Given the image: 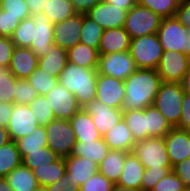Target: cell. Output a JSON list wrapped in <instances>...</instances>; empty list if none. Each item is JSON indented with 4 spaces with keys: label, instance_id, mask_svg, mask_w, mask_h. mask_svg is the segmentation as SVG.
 Here are the masks:
<instances>
[{
    "label": "cell",
    "instance_id": "obj_34",
    "mask_svg": "<svg viewBox=\"0 0 190 191\" xmlns=\"http://www.w3.org/2000/svg\"><path fill=\"white\" fill-rule=\"evenodd\" d=\"M123 119L130 129L135 142L148 138L144 109L123 110Z\"/></svg>",
    "mask_w": 190,
    "mask_h": 191
},
{
    "label": "cell",
    "instance_id": "obj_45",
    "mask_svg": "<svg viewBox=\"0 0 190 191\" xmlns=\"http://www.w3.org/2000/svg\"><path fill=\"white\" fill-rule=\"evenodd\" d=\"M173 167H160V169H145L142 182L141 190L142 191H151L156 183L165 177Z\"/></svg>",
    "mask_w": 190,
    "mask_h": 191
},
{
    "label": "cell",
    "instance_id": "obj_32",
    "mask_svg": "<svg viewBox=\"0 0 190 191\" xmlns=\"http://www.w3.org/2000/svg\"><path fill=\"white\" fill-rule=\"evenodd\" d=\"M42 12L53 24L64 21L77 13L70 0H46Z\"/></svg>",
    "mask_w": 190,
    "mask_h": 191
},
{
    "label": "cell",
    "instance_id": "obj_31",
    "mask_svg": "<svg viewBox=\"0 0 190 191\" xmlns=\"http://www.w3.org/2000/svg\"><path fill=\"white\" fill-rule=\"evenodd\" d=\"M144 117L148 138L164 137L173 128L154 105L144 108Z\"/></svg>",
    "mask_w": 190,
    "mask_h": 191
},
{
    "label": "cell",
    "instance_id": "obj_23",
    "mask_svg": "<svg viewBox=\"0 0 190 191\" xmlns=\"http://www.w3.org/2000/svg\"><path fill=\"white\" fill-rule=\"evenodd\" d=\"M144 170L145 168L138 157L133 152H129L125 157L123 171L117 184L123 187L141 190Z\"/></svg>",
    "mask_w": 190,
    "mask_h": 191
},
{
    "label": "cell",
    "instance_id": "obj_9",
    "mask_svg": "<svg viewBox=\"0 0 190 191\" xmlns=\"http://www.w3.org/2000/svg\"><path fill=\"white\" fill-rule=\"evenodd\" d=\"M138 68L129 51L99 54L97 72L125 81Z\"/></svg>",
    "mask_w": 190,
    "mask_h": 191
},
{
    "label": "cell",
    "instance_id": "obj_53",
    "mask_svg": "<svg viewBox=\"0 0 190 191\" xmlns=\"http://www.w3.org/2000/svg\"><path fill=\"white\" fill-rule=\"evenodd\" d=\"M175 17L186 28H190V1L178 5Z\"/></svg>",
    "mask_w": 190,
    "mask_h": 191
},
{
    "label": "cell",
    "instance_id": "obj_28",
    "mask_svg": "<svg viewBox=\"0 0 190 191\" xmlns=\"http://www.w3.org/2000/svg\"><path fill=\"white\" fill-rule=\"evenodd\" d=\"M67 59L69 63L87 69H97L99 52L97 49L85 44L77 43L74 47L67 50Z\"/></svg>",
    "mask_w": 190,
    "mask_h": 191
},
{
    "label": "cell",
    "instance_id": "obj_14",
    "mask_svg": "<svg viewBox=\"0 0 190 191\" xmlns=\"http://www.w3.org/2000/svg\"><path fill=\"white\" fill-rule=\"evenodd\" d=\"M83 25V13H76L74 16L53 25L54 45L68 50L80 43V32Z\"/></svg>",
    "mask_w": 190,
    "mask_h": 191
},
{
    "label": "cell",
    "instance_id": "obj_21",
    "mask_svg": "<svg viewBox=\"0 0 190 191\" xmlns=\"http://www.w3.org/2000/svg\"><path fill=\"white\" fill-rule=\"evenodd\" d=\"M130 35L124 27L106 29L101 36L99 54L126 52L130 49Z\"/></svg>",
    "mask_w": 190,
    "mask_h": 191
},
{
    "label": "cell",
    "instance_id": "obj_29",
    "mask_svg": "<svg viewBox=\"0 0 190 191\" xmlns=\"http://www.w3.org/2000/svg\"><path fill=\"white\" fill-rule=\"evenodd\" d=\"M39 186L54 184L66 172L64 157L44 166H38L32 170Z\"/></svg>",
    "mask_w": 190,
    "mask_h": 191
},
{
    "label": "cell",
    "instance_id": "obj_46",
    "mask_svg": "<svg viewBox=\"0 0 190 191\" xmlns=\"http://www.w3.org/2000/svg\"><path fill=\"white\" fill-rule=\"evenodd\" d=\"M185 189L183 181L171 170L151 191H184Z\"/></svg>",
    "mask_w": 190,
    "mask_h": 191
},
{
    "label": "cell",
    "instance_id": "obj_49",
    "mask_svg": "<svg viewBox=\"0 0 190 191\" xmlns=\"http://www.w3.org/2000/svg\"><path fill=\"white\" fill-rule=\"evenodd\" d=\"M14 48L11 37L0 36V66L9 67Z\"/></svg>",
    "mask_w": 190,
    "mask_h": 191
},
{
    "label": "cell",
    "instance_id": "obj_57",
    "mask_svg": "<svg viewBox=\"0 0 190 191\" xmlns=\"http://www.w3.org/2000/svg\"><path fill=\"white\" fill-rule=\"evenodd\" d=\"M107 3L119 7L127 12L137 4V0H105Z\"/></svg>",
    "mask_w": 190,
    "mask_h": 191
},
{
    "label": "cell",
    "instance_id": "obj_1",
    "mask_svg": "<svg viewBox=\"0 0 190 191\" xmlns=\"http://www.w3.org/2000/svg\"><path fill=\"white\" fill-rule=\"evenodd\" d=\"M156 69H137L124 81L125 98L122 110L144 109L154 104L160 84Z\"/></svg>",
    "mask_w": 190,
    "mask_h": 191
},
{
    "label": "cell",
    "instance_id": "obj_35",
    "mask_svg": "<svg viewBox=\"0 0 190 191\" xmlns=\"http://www.w3.org/2000/svg\"><path fill=\"white\" fill-rule=\"evenodd\" d=\"M16 142L21 158L28 154V151H35L47 146L45 126H38L32 133Z\"/></svg>",
    "mask_w": 190,
    "mask_h": 191
},
{
    "label": "cell",
    "instance_id": "obj_16",
    "mask_svg": "<svg viewBox=\"0 0 190 191\" xmlns=\"http://www.w3.org/2000/svg\"><path fill=\"white\" fill-rule=\"evenodd\" d=\"M84 109L92 116L94 126L101 136L123 119L122 109L112 108L97 99L87 104Z\"/></svg>",
    "mask_w": 190,
    "mask_h": 191
},
{
    "label": "cell",
    "instance_id": "obj_55",
    "mask_svg": "<svg viewBox=\"0 0 190 191\" xmlns=\"http://www.w3.org/2000/svg\"><path fill=\"white\" fill-rule=\"evenodd\" d=\"M12 110L13 104L0 102V127L7 128Z\"/></svg>",
    "mask_w": 190,
    "mask_h": 191
},
{
    "label": "cell",
    "instance_id": "obj_20",
    "mask_svg": "<svg viewBox=\"0 0 190 191\" xmlns=\"http://www.w3.org/2000/svg\"><path fill=\"white\" fill-rule=\"evenodd\" d=\"M38 62L39 58L30 48L15 46L9 69L17 79H27L38 67Z\"/></svg>",
    "mask_w": 190,
    "mask_h": 191
},
{
    "label": "cell",
    "instance_id": "obj_10",
    "mask_svg": "<svg viewBox=\"0 0 190 191\" xmlns=\"http://www.w3.org/2000/svg\"><path fill=\"white\" fill-rule=\"evenodd\" d=\"M156 70L162 82L181 83L190 70V57L176 51H164Z\"/></svg>",
    "mask_w": 190,
    "mask_h": 191
},
{
    "label": "cell",
    "instance_id": "obj_44",
    "mask_svg": "<svg viewBox=\"0 0 190 191\" xmlns=\"http://www.w3.org/2000/svg\"><path fill=\"white\" fill-rule=\"evenodd\" d=\"M0 9L17 17L20 21L31 16L26 0H0Z\"/></svg>",
    "mask_w": 190,
    "mask_h": 191
},
{
    "label": "cell",
    "instance_id": "obj_56",
    "mask_svg": "<svg viewBox=\"0 0 190 191\" xmlns=\"http://www.w3.org/2000/svg\"><path fill=\"white\" fill-rule=\"evenodd\" d=\"M31 15L40 13L45 8L46 0H26Z\"/></svg>",
    "mask_w": 190,
    "mask_h": 191
},
{
    "label": "cell",
    "instance_id": "obj_58",
    "mask_svg": "<svg viewBox=\"0 0 190 191\" xmlns=\"http://www.w3.org/2000/svg\"><path fill=\"white\" fill-rule=\"evenodd\" d=\"M181 86L185 93L190 94V70L183 76Z\"/></svg>",
    "mask_w": 190,
    "mask_h": 191
},
{
    "label": "cell",
    "instance_id": "obj_61",
    "mask_svg": "<svg viewBox=\"0 0 190 191\" xmlns=\"http://www.w3.org/2000/svg\"><path fill=\"white\" fill-rule=\"evenodd\" d=\"M111 191H142L134 188L123 187L118 184H114Z\"/></svg>",
    "mask_w": 190,
    "mask_h": 191
},
{
    "label": "cell",
    "instance_id": "obj_27",
    "mask_svg": "<svg viewBox=\"0 0 190 191\" xmlns=\"http://www.w3.org/2000/svg\"><path fill=\"white\" fill-rule=\"evenodd\" d=\"M110 151L103 138L95 141H76L72 154L99 164Z\"/></svg>",
    "mask_w": 190,
    "mask_h": 191
},
{
    "label": "cell",
    "instance_id": "obj_2",
    "mask_svg": "<svg viewBox=\"0 0 190 191\" xmlns=\"http://www.w3.org/2000/svg\"><path fill=\"white\" fill-rule=\"evenodd\" d=\"M97 69H87L67 62L58 77V83L66 87L77 100L78 105L84 108L96 99Z\"/></svg>",
    "mask_w": 190,
    "mask_h": 191
},
{
    "label": "cell",
    "instance_id": "obj_37",
    "mask_svg": "<svg viewBox=\"0 0 190 191\" xmlns=\"http://www.w3.org/2000/svg\"><path fill=\"white\" fill-rule=\"evenodd\" d=\"M59 156L48 146L35 151H28V154L22 157V165L33 170L38 166H44L56 161Z\"/></svg>",
    "mask_w": 190,
    "mask_h": 191
},
{
    "label": "cell",
    "instance_id": "obj_36",
    "mask_svg": "<svg viewBox=\"0 0 190 191\" xmlns=\"http://www.w3.org/2000/svg\"><path fill=\"white\" fill-rule=\"evenodd\" d=\"M104 29L94 20L83 14L82 31L80 32V43L85 44L94 49H99L101 36Z\"/></svg>",
    "mask_w": 190,
    "mask_h": 191
},
{
    "label": "cell",
    "instance_id": "obj_4",
    "mask_svg": "<svg viewBox=\"0 0 190 191\" xmlns=\"http://www.w3.org/2000/svg\"><path fill=\"white\" fill-rule=\"evenodd\" d=\"M129 52L138 69H157L164 51L153 33L131 39Z\"/></svg>",
    "mask_w": 190,
    "mask_h": 191
},
{
    "label": "cell",
    "instance_id": "obj_15",
    "mask_svg": "<svg viewBox=\"0 0 190 191\" xmlns=\"http://www.w3.org/2000/svg\"><path fill=\"white\" fill-rule=\"evenodd\" d=\"M31 18L35 24V28L34 38L31 42L30 49L38 58H40L45 56L50 51L52 45H54V24L43 12L31 15Z\"/></svg>",
    "mask_w": 190,
    "mask_h": 191
},
{
    "label": "cell",
    "instance_id": "obj_6",
    "mask_svg": "<svg viewBox=\"0 0 190 191\" xmlns=\"http://www.w3.org/2000/svg\"><path fill=\"white\" fill-rule=\"evenodd\" d=\"M47 146L59 157L72 154L76 143L75 132L69 120L54 119L45 126Z\"/></svg>",
    "mask_w": 190,
    "mask_h": 191
},
{
    "label": "cell",
    "instance_id": "obj_19",
    "mask_svg": "<svg viewBox=\"0 0 190 191\" xmlns=\"http://www.w3.org/2000/svg\"><path fill=\"white\" fill-rule=\"evenodd\" d=\"M66 179L80 186L98 172V164L84 157L70 155L64 158Z\"/></svg>",
    "mask_w": 190,
    "mask_h": 191
},
{
    "label": "cell",
    "instance_id": "obj_51",
    "mask_svg": "<svg viewBox=\"0 0 190 191\" xmlns=\"http://www.w3.org/2000/svg\"><path fill=\"white\" fill-rule=\"evenodd\" d=\"M172 171L190 188V157L174 165Z\"/></svg>",
    "mask_w": 190,
    "mask_h": 191
},
{
    "label": "cell",
    "instance_id": "obj_22",
    "mask_svg": "<svg viewBox=\"0 0 190 191\" xmlns=\"http://www.w3.org/2000/svg\"><path fill=\"white\" fill-rule=\"evenodd\" d=\"M110 150H122L132 152L136 144L133 135L124 119L115 124L102 136Z\"/></svg>",
    "mask_w": 190,
    "mask_h": 191
},
{
    "label": "cell",
    "instance_id": "obj_43",
    "mask_svg": "<svg viewBox=\"0 0 190 191\" xmlns=\"http://www.w3.org/2000/svg\"><path fill=\"white\" fill-rule=\"evenodd\" d=\"M14 95V104L24 105H29L38 96L35 88L26 79H18L16 81Z\"/></svg>",
    "mask_w": 190,
    "mask_h": 191
},
{
    "label": "cell",
    "instance_id": "obj_40",
    "mask_svg": "<svg viewBox=\"0 0 190 191\" xmlns=\"http://www.w3.org/2000/svg\"><path fill=\"white\" fill-rule=\"evenodd\" d=\"M34 28L35 24L31 16L22 20L11 36L14 45L16 47L30 48L34 38Z\"/></svg>",
    "mask_w": 190,
    "mask_h": 191
},
{
    "label": "cell",
    "instance_id": "obj_18",
    "mask_svg": "<svg viewBox=\"0 0 190 191\" xmlns=\"http://www.w3.org/2000/svg\"><path fill=\"white\" fill-rule=\"evenodd\" d=\"M164 142L172 167L190 157V130L172 128Z\"/></svg>",
    "mask_w": 190,
    "mask_h": 191
},
{
    "label": "cell",
    "instance_id": "obj_26",
    "mask_svg": "<svg viewBox=\"0 0 190 191\" xmlns=\"http://www.w3.org/2000/svg\"><path fill=\"white\" fill-rule=\"evenodd\" d=\"M67 62V50L60 46L52 45L50 51L39 58L38 67L58 78Z\"/></svg>",
    "mask_w": 190,
    "mask_h": 191
},
{
    "label": "cell",
    "instance_id": "obj_13",
    "mask_svg": "<svg viewBox=\"0 0 190 191\" xmlns=\"http://www.w3.org/2000/svg\"><path fill=\"white\" fill-rule=\"evenodd\" d=\"M125 98L124 81L98 73L96 81V99L107 106L122 109Z\"/></svg>",
    "mask_w": 190,
    "mask_h": 191
},
{
    "label": "cell",
    "instance_id": "obj_5",
    "mask_svg": "<svg viewBox=\"0 0 190 191\" xmlns=\"http://www.w3.org/2000/svg\"><path fill=\"white\" fill-rule=\"evenodd\" d=\"M184 94L181 83L162 82L153 104L173 128L180 120Z\"/></svg>",
    "mask_w": 190,
    "mask_h": 191
},
{
    "label": "cell",
    "instance_id": "obj_63",
    "mask_svg": "<svg viewBox=\"0 0 190 191\" xmlns=\"http://www.w3.org/2000/svg\"><path fill=\"white\" fill-rule=\"evenodd\" d=\"M179 4L180 3H184V2H187V1H190V0H176Z\"/></svg>",
    "mask_w": 190,
    "mask_h": 191
},
{
    "label": "cell",
    "instance_id": "obj_24",
    "mask_svg": "<svg viewBox=\"0 0 190 191\" xmlns=\"http://www.w3.org/2000/svg\"><path fill=\"white\" fill-rule=\"evenodd\" d=\"M69 121L77 141H95L102 137L94 126L92 116L84 108H80Z\"/></svg>",
    "mask_w": 190,
    "mask_h": 191
},
{
    "label": "cell",
    "instance_id": "obj_54",
    "mask_svg": "<svg viewBox=\"0 0 190 191\" xmlns=\"http://www.w3.org/2000/svg\"><path fill=\"white\" fill-rule=\"evenodd\" d=\"M103 0H70L73 5V8L77 13L86 14L91 10L96 4Z\"/></svg>",
    "mask_w": 190,
    "mask_h": 191
},
{
    "label": "cell",
    "instance_id": "obj_12",
    "mask_svg": "<svg viewBox=\"0 0 190 191\" xmlns=\"http://www.w3.org/2000/svg\"><path fill=\"white\" fill-rule=\"evenodd\" d=\"M38 126L37 118L29 105L13 104L12 115L6 128L12 141L29 135Z\"/></svg>",
    "mask_w": 190,
    "mask_h": 191
},
{
    "label": "cell",
    "instance_id": "obj_3",
    "mask_svg": "<svg viewBox=\"0 0 190 191\" xmlns=\"http://www.w3.org/2000/svg\"><path fill=\"white\" fill-rule=\"evenodd\" d=\"M157 37L163 51H176L190 57V28H186L177 18H162Z\"/></svg>",
    "mask_w": 190,
    "mask_h": 191
},
{
    "label": "cell",
    "instance_id": "obj_48",
    "mask_svg": "<svg viewBox=\"0 0 190 191\" xmlns=\"http://www.w3.org/2000/svg\"><path fill=\"white\" fill-rule=\"evenodd\" d=\"M20 22L17 17L7 14V11L0 9V36L11 37Z\"/></svg>",
    "mask_w": 190,
    "mask_h": 191
},
{
    "label": "cell",
    "instance_id": "obj_33",
    "mask_svg": "<svg viewBox=\"0 0 190 191\" xmlns=\"http://www.w3.org/2000/svg\"><path fill=\"white\" fill-rule=\"evenodd\" d=\"M16 142L10 141L0 147V177H6L22 164Z\"/></svg>",
    "mask_w": 190,
    "mask_h": 191
},
{
    "label": "cell",
    "instance_id": "obj_25",
    "mask_svg": "<svg viewBox=\"0 0 190 191\" xmlns=\"http://www.w3.org/2000/svg\"><path fill=\"white\" fill-rule=\"evenodd\" d=\"M128 153L122 150H110L98 164V172L112 183L117 184L123 171L125 157Z\"/></svg>",
    "mask_w": 190,
    "mask_h": 191
},
{
    "label": "cell",
    "instance_id": "obj_60",
    "mask_svg": "<svg viewBox=\"0 0 190 191\" xmlns=\"http://www.w3.org/2000/svg\"><path fill=\"white\" fill-rule=\"evenodd\" d=\"M0 191H14L5 177H0Z\"/></svg>",
    "mask_w": 190,
    "mask_h": 191
},
{
    "label": "cell",
    "instance_id": "obj_17",
    "mask_svg": "<svg viewBox=\"0 0 190 191\" xmlns=\"http://www.w3.org/2000/svg\"><path fill=\"white\" fill-rule=\"evenodd\" d=\"M127 11L107 3L105 0L96 4L86 15L104 30L124 27Z\"/></svg>",
    "mask_w": 190,
    "mask_h": 191
},
{
    "label": "cell",
    "instance_id": "obj_38",
    "mask_svg": "<svg viewBox=\"0 0 190 191\" xmlns=\"http://www.w3.org/2000/svg\"><path fill=\"white\" fill-rule=\"evenodd\" d=\"M26 80L35 88L38 95L43 96L58 83V78L53 77L39 67H36Z\"/></svg>",
    "mask_w": 190,
    "mask_h": 191
},
{
    "label": "cell",
    "instance_id": "obj_47",
    "mask_svg": "<svg viewBox=\"0 0 190 191\" xmlns=\"http://www.w3.org/2000/svg\"><path fill=\"white\" fill-rule=\"evenodd\" d=\"M114 183L97 172L79 188V191H111Z\"/></svg>",
    "mask_w": 190,
    "mask_h": 191
},
{
    "label": "cell",
    "instance_id": "obj_39",
    "mask_svg": "<svg viewBox=\"0 0 190 191\" xmlns=\"http://www.w3.org/2000/svg\"><path fill=\"white\" fill-rule=\"evenodd\" d=\"M17 80L9 67L0 66V102L14 104Z\"/></svg>",
    "mask_w": 190,
    "mask_h": 191
},
{
    "label": "cell",
    "instance_id": "obj_59",
    "mask_svg": "<svg viewBox=\"0 0 190 191\" xmlns=\"http://www.w3.org/2000/svg\"><path fill=\"white\" fill-rule=\"evenodd\" d=\"M10 141H11V139L9 137V133H8L7 129L0 127V147Z\"/></svg>",
    "mask_w": 190,
    "mask_h": 191
},
{
    "label": "cell",
    "instance_id": "obj_52",
    "mask_svg": "<svg viewBox=\"0 0 190 191\" xmlns=\"http://www.w3.org/2000/svg\"><path fill=\"white\" fill-rule=\"evenodd\" d=\"M48 191H79V187L73 184L72 181L66 179L65 174L59 178L54 184L47 186Z\"/></svg>",
    "mask_w": 190,
    "mask_h": 191
},
{
    "label": "cell",
    "instance_id": "obj_7",
    "mask_svg": "<svg viewBox=\"0 0 190 191\" xmlns=\"http://www.w3.org/2000/svg\"><path fill=\"white\" fill-rule=\"evenodd\" d=\"M132 152L138 157L145 169L172 167L164 137H151L138 141Z\"/></svg>",
    "mask_w": 190,
    "mask_h": 191
},
{
    "label": "cell",
    "instance_id": "obj_30",
    "mask_svg": "<svg viewBox=\"0 0 190 191\" xmlns=\"http://www.w3.org/2000/svg\"><path fill=\"white\" fill-rule=\"evenodd\" d=\"M5 179L14 191H35L39 186L33 171L22 164L12 170Z\"/></svg>",
    "mask_w": 190,
    "mask_h": 191
},
{
    "label": "cell",
    "instance_id": "obj_42",
    "mask_svg": "<svg viewBox=\"0 0 190 191\" xmlns=\"http://www.w3.org/2000/svg\"><path fill=\"white\" fill-rule=\"evenodd\" d=\"M34 117L37 118L39 126H46L55 119L52 108L49 106L45 96L38 95L30 104Z\"/></svg>",
    "mask_w": 190,
    "mask_h": 191
},
{
    "label": "cell",
    "instance_id": "obj_41",
    "mask_svg": "<svg viewBox=\"0 0 190 191\" xmlns=\"http://www.w3.org/2000/svg\"><path fill=\"white\" fill-rule=\"evenodd\" d=\"M137 3L151 9L162 18L174 17L179 5L176 0H137Z\"/></svg>",
    "mask_w": 190,
    "mask_h": 191
},
{
    "label": "cell",
    "instance_id": "obj_11",
    "mask_svg": "<svg viewBox=\"0 0 190 191\" xmlns=\"http://www.w3.org/2000/svg\"><path fill=\"white\" fill-rule=\"evenodd\" d=\"M46 100L52 108L55 119L70 120L81 108L76 97L62 84L57 83L46 95Z\"/></svg>",
    "mask_w": 190,
    "mask_h": 191
},
{
    "label": "cell",
    "instance_id": "obj_8",
    "mask_svg": "<svg viewBox=\"0 0 190 191\" xmlns=\"http://www.w3.org/2000/svg\"><path fill=\"white\" fill-rule=\"evenodd\" d=\"M162 17L138 3L131 8L125 20L124 29L131 39L157 33Z\"/></svg>",
    "mask_w": 190,
    "mask_h": 191
},
{
    "label": "cell",
    "instance_id": "obj_62",
    "mask_svg": "<svg viewBox=\"0 0 190 191\" xmlns=\"http://www.w3.org/2000/svg\"><path fill=\"white\" fill-rule=\"evenodd\" d=\"M35 191H48L45 186H38Z\"/></svg>",
    "mask_w": 190,
    "mask_h": 191
},
{
    "label": "cell",
    "instance_id": "obj_50",
    "mask_svg": "<svg viewBox=\"0 0 190 191\" xmlns=\"http://www.w3.org/2000/svg\"><path fill=\"white\" fill-rule=\"evenodd\" d=\"M181 130H190V94L185 93L181 103V116L175 127Z\"/></svg>",
    "mask_w": 190,
    "mask_h": 191
}]
</instances>
